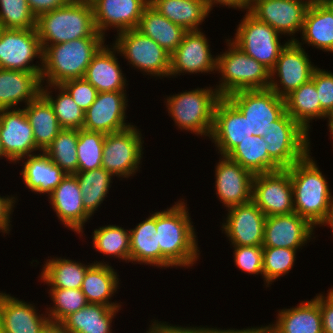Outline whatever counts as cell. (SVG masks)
<instances>
[{
    "label": "cell",
    "mask_w": 333,
    "mask_h": 333,
    "mask_svg": "<svg viewBox=\"0 0 333 333\" xmlns=\"http://www.w3.org/2000/svg\"><path fill=\"white\" fill-rule=\"evenodd\" d=\"M184 201L156 212V232L160 247V267L193 266L200 256L198 239Z\"/></svg>",
    "instance_id": "1"
},
{
    "label": "cell",
    "mask_w": 333,
    "mask_h": 333,
    "mask_svg": "<svg viewBox=\"0 0 333 333\" xmlns=\"http://www.w3.org/2000/svg\"><path fill=\"white\" fill-rule=\"evenodd\" d=\"M310 152L290 168L294 211L314 227L325 219L333 203V196L325 176Z\"/></svg>",
    "instance_id": "2"
},
{
    "label": "cell",
    "mask_w": 333,
    "mask_h": 333,
    "mask_svg": "<svg viewBox=\"0 0 333 333\" xmlns=\"http://www.w3.org/2000/svg\"><path fill=\"white\" fill-rule=\"evenodd\" d=\"M104 43V37H85L46 46L43 49L42 85H61L67 80L84 78L92 57Z\"/></svg>",
    "instance_id": "3"
},
{
    "label": "cell",
    "mask_w": 333,
    "mask_h": 333,
    "mask_svg": "<svg viewBox=\"0 0 333 333\" xmlns=\"http://www.w3.org/2000/svg\"><path fill=\"white\" fill-rule=\"evenodd\" d=\"M36 31L42 49L85 37H103L96 29L92 5L82 3H67L39 15Z\"/></svg>",
    "instance_id": "4"
},
{
    "label": "cell",
    "mask_w": 333,
    "mask_h": 333,
    "mask_svg": "<svg viewBox=\"0 0 333 333\" xmlns=\"http://www.w3.org/2000/svg\"><path fill=\"white\" fill-rule=\"evenodd\" d=\"M225 40L228 42V50L216 55V71L220 73L221 79L215 89L221 97L241 90L269 88L270 71L243 52L231 39Z\"/></svg>",
    "instance_id": "5"
},
{
    "label": "cell",
    "mask_w": 333,
    "mask_h": 333,
    "mask_svg": "<svg viewBox=\"0 0 333 333\" xmlns=\"http://www.w3.org/2000/svg\"><path fill=\"white\" fill-rule=\"evenodd\" d=\"M221 98L216 89L204 87L168 96L165 103L179 130L210 138L215 108Z\"/></svg>",
    "instance_id": "6"
},
{
    "label": "cell",
    "mask_w": 333,
    "mask_h": 333,
    "mask_svg": "<svg viewBox=\"0 0 333 333\" xmlns=\"http://www.w3.org/2000/svg\"><path fill=\"white\" fill-rule=\"evenodd\" d=\"M112 44L117 49V54L128 60L131 67L147 75L169 77L170 54L158 43L136 28L117 34Z\"/></svg>",
    "instance_id": "7"
},
{
    "label": "cell",
    "mask_w": 333,
    "mask_h": 333,
    "mask_svg": "<svg viewBox=\"0 0 333 333\" xmlns=\"http://www.w3.org/2000/svg\"><path fill=\"white\" fill-rule=\"evenodd\" d=\"M309 135L285 111L272 122L263 139L269 144V157L281 169H287L310 152Z\"/></svg>",
    "instance_id": "8"
},
{
    "label": "cell",
    "mask_w": 333,
    "mask_h": 333,
    "mask_svg": "<svg viewBox=\"0 0 333 333\" xmlns=\"http://www.w3.org/2000/svg\"><path fill=\"white\" fill-rule=\"evenodd\" d=\"M231 41L269 71L273 69L281 50L287 45L280 43V34L270 25L259 21L249 11L240 20ZM280 37V38H279Z\"/></svg>",
    "instance_id": "9"
},
{
    "label": "cell",
    "mask_w": 333,
    "mask_h": 333,
    "mask_svg": "<svg viewBox=\"0 0 333 333\" xmlns=\"http://www.w3.org/2000/svg\"><path fill=\"white\" fill-rule=\"evenodd\" d=\"M142 134L137 126L105 135L102 168L118 178H129L140 168L143 154Z\"/></svg>",
    "instance_id": "10"
},
{
    "label": "cell",
    "mask_w": 333,
    "mask_h": 333,
    "mask_svg": "<svg viewBox=\"0 0 333 333\" xmlns=\"http://www.w3.org/2000/svg\"><path fill=\"white\" fill-rule=\"evenodd\" d=\"M302 46V42L291 37V40L281 50L275 66L270 71L269 88L279 97L285 98L302 84L310 81L314 70L317 68L310 61ZM276 78L280 80L277 81Z\"/></svg>",
    "instance_id": "11"
},
{
    "label": "cell",
    "mask_w": 333,
    "mask_h": 333,
    "mask_svg": "<svg viewBox=\"0 0 333 333\" xmlns=\"http://www.w3.org/2000/svg\"><path fill=\"white\" fill-rule=\"evenodd\" d=\"M34 58L41 65L33 64ZM0 68L42 73L43 49L36 29L0 30Z\"/></svg>",
    "instance_id": "12"
},
{
    "label": "cell",
    "mask_w": 333,
    "mask_h": 333,
    "mask_svg": "<svg viewBox=\"0 0 333 333\" xmlns=\"http://www.w3.org/2000/svg\"><path fill=\"white\" fill-rule=\"evenodd\" d=\"M249 121L254 136L265 133L285 111V100L270 88L241 90L226 97Z\"/></svg>",
    "instance_id": "13"
},
{
    "label": "cell",
    "mask_w": 333,
    "mask_h": 333,
    "mask_svg": "<svg viewBox=\"0 0 333 333\" xmlns=\"http://www.w3.org/2000/svg\"><path fill=\"white\" fill-rule=\"evenodd\" d=\"M252 201L262 210L266 217L295 212L289 171L280 169L255 175Z\"/></svg>",
    "instance_id": "14"
},
{
    "label": "cell",
    "mask_w": 333,
    "mask_h": 333,
    "mask_svg": "<svg viewBox=\"0 0 333 333\" xmlns=\"http://www.w3.org/2000/svg\"><path fill=\"white\" fill-rule=\"evenodd\" d=\"M310 3L305 0H250L249 12L281 35L301 33Z\"/></svg>",
    "instance_id": "15"
},
{
    "label": "cell",
    "mask_w": 333,
    "mask_h": 333,
    "mask_svg": "<svg viewBox=\"0 0 333 333\" xmlns=\"http://www.w3.org/2000/svg\"><path fill=\"white\" fill-rule=\"evenodd\" d=\"M217 58L211 54L208 38L201 31H187L182 42L170 55V77L181 73L216 72Z\"/></svg>",
    "instance_id": "16"
},
{
    "label": "cell",
    "mask_w": 333,
    "mask_h": 333,
    "mask_svg": "<svg viewBox=\"0 0 333 333\" xmlns=\"http://www.w3.org/2000/svg\"><path fill=\"white\" fill-rule=\"evenodd\" d=\"M125 91L99 92L85 111L83 129L104 134L119 132L132 126L126 123L128 99Z\"/></svg>",
    "instance_id": "17"
},
{
    "label": "cell",
    "mask_w": 333,
    "mask_h": 333,
    "mask_svg": "<svg viewBox=\"0 0 333 333\" xmlns=\"http://www.w3.org/2000/svg\"><path fill=\"white\" fill-rule=\"evenodd\" d=\"M0 140L4 157L12 163L39 150L23 109H0Z\"/></svg>",
    "instance_id": "18"
},
{
    "label": "cell",
    "mask_w": 333,
    "mask_h": 333,
    "mask_svg": "<svg viewBox=\"0 0 333 333\" xmlns=\"http://www.w3.org/2000/svg\"><path fill=\"white\" fill-rule=\"evenodd\" d=\"M254 131L249 121L226 97L218 101L210 140L221 156H227L242 140L254 135Z\"/></svg>",
    "instance_id": "19"
},
{
    "label": "cell",
    "mask_w": 333,
    "mask_h": 333,
    "mask_svg": "<svg viewBox=\"0 0 333 333\" xmlns=\"http://www.w3.org/2000/svg\"><path fill=\"white\" fill-rule=\"evenodd\" d=\"M222 232L231 241V246H262L266 215L251 200L248 203L227 209Z\"/></svg>",
    "instance_id": "20"
},
{
    "label": "cell",
    "mask_w": 333,
    "mask_h": 333,
    "mask_svg": "<svg viewBox=\"0 0 333 333\" xmlns=\"http://www.w3.org/2000/svg\"><path fill=\"white\" fill-rule=\"evenodd\" d=\"M215 167L216 195L226 209L252 200L254 174L227 156H220Z\"/></svg>",
    "instance_id": "21"
},
{
    "label": "cell",
    "mask_w": 333,
    "mask_h": 333,
    "mask_svg": "<svg viewBox=\"0 0 333 333\" xmlns=\"http://www.w3.org/2000/svg\"><path fill=\"white\" fill-rule=\"evenodd\" d=\"M150 0H94L92 3L97 31L105 38V31L115 28L117 34L137 28Z\"/></svg>",
    "instance_id": "22"
},
{
    "label": "cell",
    "mask_w": 333,
    "mask_h": 333,
    "mask_svg": "<svg viewBox=\"0 0 333 333\" xmlns=\"http://www.w3.org/2000/svg\"><path fill=\"white\" fill-rule=\"evenodd\" d=\"M315 227L296 212L266 217L263 247L299 250L310 241ZM299 248V249H298Z\"/></svg>",
    "instance_id": "23"
},
{
    "label": "cell",
    "mask_w": 333,
    "mask_h": 333,
    "mask_svg": "<svg viewBox=\"0 0 333 333\" xmlns=\"http://www.w3.org/2000/svg\"><path fill=\"white\" fill-rule=\"evenodd\" d=\"M54 212L65 227L83 234V226L92 217L83 207V199L76 176L68 174L49 195Z\"/></svg>",
    "instance_id": "24"
},
{
    "label": "cell",
    "mask_w": 333,
    "mask_h": 333,
    "mask_svg": "<svg viewBox=\"0 0 333 333\" xmlns=\"http://www.w3.org/2000/svg\"><path fill=\"white\" fill-rule=\"evenodd\" d=\"M42 86L39 72L0 68V109H19L22 102L26 106L41 95Z\"/></svg>",
    "instance_id": "25"
},
{
    "label": "cell",
    "mask_w": 333,
    "mask_h": 333,
    "mask_svg": "<svg viewBox=\"0 0 333 333\" xmlns=\"http://www.w3.org/2000/svg\"><path fill=\"white\" fill-rule=\"evenodd\" d=\"M116 52L117 49L114 46L109 47L105 43L92 57L87 67L84 78L96 88L98 93L126 91L124 89L128 81L122 73Z\"/></svg>",
    "instance_id": "26"
},
{
    "label": "cell",
    "mask_w": 333,
    "mask_h": 333,
    "mask_svg": "<svg viewBox=\"0 0 333 333\" xmlns=\"http://www.w3.org/2000/svg\"><path fill=\"white\" fill-rule=\"evenodd\" d=\"M37 311L35 305L5 294L1 333H42L50 319L47 314H39Z\"/></svg>",
    "instance_id": "27"
},
{
    "label": "cell",
    "mask_w": 333,
    "mask_h": 333,
    "mask_svg": "<svg viewBox=\"0 0 333 333\" xmlns=\"http://www.w3.org/2000/svg\"><path fill=\"white\" fill-rule=\"evenodd\" d=\"M22 159H26L22 163L24 168L20 171L23 182L28 189L37 194L44 193L49 196L67 175L44 151L26 156L19 161H23Z\"/></svg>",
    "instance_id": "28"
},
{
    "label": "cell",
    "mask_w": 333,
    "mask_h": 333,
    "mask_svg": "<svg viewBox=\"0 0 333 333\" xmlns=\"http://www.w3.org/2000/svg\"><path fill=\"white\" fill-rule=\"evenodd\" d=\"M272 325L278 333H323L320 311V293L308 302L301 301L294 308L278 311Z\"/></svg>",
    "instance_id": "29"
},
{
    "label": "cell",
    "mask_w": 333,
    "mask_h": 333,
    "mask_svg": "<svg viewBox=\"0 0 333 333\" xmlns=\"http://www.w3.org/2000/svg\"><path fill=\"white\" fill-rule=\"evenodd\" d=\"M118 276L109 263L94 261L87 269L81 287L87 302L121 308L120 303L109 301L119 287L120 280Z\"/></svg>",
    "instance_id": "30"
},
{
    "label": "cell",
    "mask_w": 333,
    "mask_h": 333,
    "mask_svg": "<svg viewBox=\"0 0 333 333\" xmlns=\"http://www.w3.org/2000/svg\"><path fill=\"white\" fill-rule=\"evenodd\" d=\"M301 34L303 44L333 53V15L321 1L309 5Z\"/></svg>",
    "instance_id": "31"
},
{
    "label": "cell",
    "mask_w": 333,
    "mask_h": 333,
    "mask_svg": "<svg viewBox=\"0 0 333 333\" xmlns=\"http://www.w3.org/2000/svg\"><path fill=\"white\" fill-rule=\"evenodd\" d=\"M136 29L153 39L170 55L182 42L187 32L183 27L161 15L150 4L144 9Z\"/></svg>",
    "instance_id": "32"
},
{
    "label": "cell",
    "mask_w": 333,
    "mask_h": 333,
    "mask_svg": "<svg viewBox=\"0 0 333 333\" xmlns=\"http://www.w3.org/2000/svg\"><path fill=\"white\" fill-rule=\"evenodd\" d=\"M149 4L186 31L201 30L198 25H202L210 13L204 0H150Z\"/></svg>",
    "instance_id": "33"
},
{
    "label": "cell",
    "mask_w": 333,
    "mask_h": 333,
    "mask_svg": "<svg viewBox=\"0 0 333 333\" xmlns=\"http://www.w3.org/2000/svg\"><path fill=\"white\" fill-rule=\"evenodd\" d=\"M119 310L103 304L88 303L67 316L61 324L70 333H113L111 323Z\"/></svg>",
    "instance_id": "34"
},
{
    "label": "cell",
    "mask_w": 333,
    "mask_h": 333,
    "mask_svg": "<svg viewBox=\"0 0 333 333\" xmlns=\"http://www.w3.org/2000/svg\"><path fill=\"white\" fill-rule=\"evenodd\" d=\"M130 230V262L160 267L156 212Z\"/></svg>",
    "instance_id": "35"
},
{
    "label": "cell",
    "mask_w": 333,
    "mask_h": 333,
    "mask_svg": "<svg viewBox=\"0 0 333 333\" xmlns=\"http://www.w3.org/2000/svg\"><path fill=\"white\" fill-rule=\"evenodd\" d=\"M26 117L33 128L36 146L45 151L63 129L50 103L40 95L23 108Z\"/></svg>",
    "instance_id": "36"
},
{
    "label": "cell",
    "mask_w": 333,
    "mask_h": 333,
    "mask_svg": "<svg viewBox=\"0 0 333 333\" xmlns=\"http://www.w3.org/2000/svg\"><path fill=\"white\" fill-rule=\"evenodd\" d=\"M268 145L262 136L252 135L242 140L227 157L254 175L278 171L281 168L269 157Z\"/></svg>",
    "instance_id": "37"
},
{
    "label": "cell",
    "mask_w": 333,
    "mask_h": 333,
    "mask_svg": "<svg viewBox=\"0 0 333 333\" xmlns=\"http://www.w3.org/2000/svg\"><path fill=\"white\" fill-rule=\"evenodd\" d=\"M284 100L288 115L309 134L310 122L315 118L321 119V104L315 83L310 80L302 84Z\"/></svg>",
    "instance_id": "38"
},
{
    "label": "cell",
    "mask_w": 333,
    "mask_h": 333,
    "mask_svg": "<svg viewBox=\"0 0 333 333\" xmlns=\"http://www.w3.org/2000/svg\"><path fill=\"white\" fill-rule=\"evenodd\" d=\"M43 265L40 278L51 288L81 289L87 269L93 264L85 265L66 258L47 259Z\"/></svg>",
    "instance_id": "39"
},
{
    "label": "cell",
    "mask_w": 333,
    "mask_h": 333,
    "mask_svg": "<svg viewBox=\"0 0 333 333\" xmlns=\"http://www.w3.org/2000/svg\"><path fill=\"white\" fill-rule=\"evenodd\" d=\"M74 175L81 190L83 207L92 216L109 194L114 176L102 167Z\"/></svg>",
    "instance_id": "40"
},
{
    "label": "cell",
    "mask_w": 333,
    "mask_h": 333,
    "mask_svg": "<svg viewBox=\"0 0 333 333\" xmlns=\"http://www.w3.org/2000/svg\"><path fill=\"white\" fill-rule=\"evenodd\" d=\"M50 87V88H49ZM52 89L58 91L57 96L51 95ZM41 95L50 103L62 128L82 129L85 112L74 102L71 95L61 85L42 86Z\"/></svg>",
    "instance_id": "41"
},
{
    "label": "cell",
    "mask_w": 333,
    "mask_h": 333,
    "mask_svg": "<svg viewBox=\"0 0 333 333\" xmlns=\"http://www.w3.org/2000/svg\"><path fill=\"white\" fill-rule=\"evenodd\" d=\"M92 238L98 252L130 262V230L116 225L95 229Z\"/></svg>",
    "instance_id": "42"
},
{
    "label": "cell",
    "mask_w": 333,
    "mask_h": 333,
    "mask_svg": "<svg viewBox=\"0 0 333 333\" xmlns=\"http://www.w3.org/2000/svg\"><path fill=\"white\" fill-rule=\"evenodd\" d=\"M78 129L63 128L44 151L67 175L78 172Z\"/></svg>",
    "instance_id": "43"
},
{
    "label": "cell",
    "mask_w": 333,
    "mask_h": 333,
    "mask_svg": "<svg viewBox=\"0 0 333 333\" xmlns=\"http://www.w3.org/2000/svg\"><path fill=\"white\" fill-rule=\"evenodd\" d=\"M105 135L101 132L78 130V172L102 167Z\"/></svg>",
    "instance_id": "44"
},
{
    "label": "cell",
    "mask_w": 333,
    "mask_h": 333,
    "mask_svg": "<svg viewBox=\"0 0 333 333\" xmlns=\"http://www.w3.org/2000/svg\"><path fill=\"white\" fill-rule=\"evenodd\" d=\"M48 293L54 303L53 307L46 309L50 322L61 323L88 304L81 289L50 288Z\"/></svg>",
    "instance_id": "45"
},
{
    "label": "cell",
    "mask_w": 333,
    "mask_h": 333,
    "mask_svg": "<svg viewBox=\"0 0 333 333\" xmlns=\"http://www.w3.org/2000/svg\"><path fill=\"white\" fill-rule=\"evenodd\" d=\"M296 252L290 248L263 247V278L266 287L291 271Z\"/></svg>",
    "instance_id": "46"
},
{
    "label": "cell",
    "mask_w": 333,
    "mask_h": 333,
    "mask_svg": "<svg viewBox=\"0 0 333 333\" xmlns=\"http://www.w3.org/2000/svg\"><path fill=\"white\" fill-rule=\"evenodd\" d=\"M36 16L27 0H0V25L4 29H36Z\"/></svg>",
    "instance_id": "47"
},
{
    "label": "cell",
    "mask_w": 333,
    "mask_h": 333,
    "mask_svg": "<svg viewBox=\"0 0 333 333\" xmlns=\"http://www.w3.org/2000/svg\"><path fill=\"white\" fill-rule=\"evenodd\" d=\"M234 247V263L248 274H261L263 277V246Z\"/></svg>",
    "instance_id": "48"
},
{
    "label": "cell",
    "mask_w": 333,
    "mask_h": 333,
    "mask_svg": "<svg viewBox=\"0 0 333 333\" xmlns=\"http://www.w3.org/2000/svg\"><path fill=\"white\" fill-rule=\"evenodd\" d=\"M316 86L321 104V119H326L333 110V73L316 68L311 79Z\"/></svg>",
    "instance_id": "49"
},
{
    "label": "cell",
    "mask_w": 333,
    "mask_h": 333,
    "mask_svg": "<svg viewBox=\"0 0 333 333\" xmlns=\"http://www.w3.org/2000/svg\"><path fill=\"white\" fill-rule=\"evenodd\" d=\"M61 86L71 95L74 102L84 112L95 101L98 93L96 88L85 78L67 80Z\"/></svg>",
    "instance_id": "50"
},
{
    "label": "cell",
    "mask_w": 333,
    "mask_h": 333,
    "mask_svg": "<svg viewBox=\"0 0 333 333\" xmlns=\"http://www.w3.org/2000/svg\"><path fill=\"white\" fill-rule=\"evenodd\" d=\"M328 291L327 296L320 294L323 333H333V288Z\"/></svg>",
    "instance_id": "51"
},
{
    "label": "cell",
    "mask_w": 333,
    "mask_h": 333,
    "mask_svg": "<svg viewBox=\"0 0 333 333\" xmlns=\"http://www.w3.org/2000/svg\"><path fill=\"white\" fill-rule=\"evenodd\" d=\"M17 200L14 196H1L0 195V232L9 233L12 226L10 224L13 208L15 207V200Z\"/></svg>",
    "instance_id": "52"
},
{
    "label": "cell",
    "mask_w": 333,
    "mask_h": 333,
    "mask_svg": "<svg viewBox=\"0 0 333 333\" xmlns=\"http://www.w3.org/2000/svg\"><path fill=\"white\" fill-rule=\"evenodd\" d=\"M29 7L36 18L54 9H58L68 3L67 0H27Z\"/></svg>",
    "instance_id": "53"
},
{
    "label": "cell",
    "mask_w": 333,
    "mask_h": 333,
    "mask_svg": "<svg viewBox=\"0 0 333 333\" xmlns=\"http://www.w3.org/2000/svg\"><path fill=\"white\" fill-rule=\"evenodd\" d=\"M155 324L157 333H206V327H182V326H173L172 324H168L167 322L157 321L153 319L151 323Z\"/></svg>",
    "instance_id": "54"
},
{
    "label": "cell",
    "mask_w": 333,
    "mask_h": 333,
    "mask_svg": "<svg viewBox=\"0 0 333 333\" xmlns=\"http://www.w3.org/2000/svg\"><path fill=\"white\" fill-rule=\"evenodd\" d=\"M206 7L209 11H211L216 4H220L222 6H228L229 8L234 9H244L249 11L250 8V0H204Z\"/></svg>",
    "instance_id": "55"
},
{
    "label": "cell",
    "mask_w": 333,
    "mask_h": 333,
    "mask_svg": "<svg viewBox=\"0 0 333 333\" xmlns=\"http://www.w3.org/2000/svg\"><path fill=\"white\" fill-rule=\"evenodd\" d=\"M242 333H278L277 329L269 324L268 326L243 328Z\"/></svg>",
    "instance_id": "56"
},
{
    "label": "cell",
    "mask_w": 333,
    "mask_h": 333,
    "mask_svg": "<svg viewBox=\"0 0 333 333\" xmlns=\"http://www.w3.org/2000/svg\"><path fill=\"white\" fill-rule=\"evenodd\" d=\"M42 333H70L61 323L49 322Z\"/></svg>",
    "instance_id": "57"
},
{
    "label": "cell",
    "mask_w": 333,
    "mask_h": 333,
    "mask_svg": "<svg viewBox=\"0 0 333 333\" xmlns=\"http://www.w3.org/2000/svg\"><path fill=\"white\" fill-rule=\"evenodd\" d=\"M322 225L323 226L329 225L331 228V232L333 234V203H332L330 209L328 210L325 219L320 223V226H322Z\"/></svg>",
    "instance_id": "58"
},
{
    "label": "cell",
    "mask_w": 333,
    "mask_h": 333,
    "mask_svg": "<svg viewBox=\"0 0 333 333\" xmlns=\"http://www.w3.org/2000/svg\"><path fill=\"white\" fill-rule=\"evenodd\" d=\"M206 333H242V329H240V330H238V329H227V330H222V329H220V328H210V327H208L207 326V328H206Z\"/></svg>",
    "instance_id": "59"
},
{
    "label": "cell",
    "mask_w": 333,
    "mask_h": 333,
    "mask_svg": "<svg viewBox=\"0 0 333 333\" xmlns=\"http://www.w3.org/2000/svg\"><path fill=\"white\" fill-rule=\"evenodd\" d=\"M328 118V127L330 130L331 138H333V110L330 112V114L327 116Z\"/></svg>",
    "instance_id": "60"
},
{
    "label": "cell",
    "mask_w": 333,
    "mask_h": 333,
    "mask_svg": "<svg viewBox=\"0 0 333 333\" xmlns=\"http://www.w3.org/2000/svg\"><path fill=\"white\" fill-rule=\"evenodd\" d=\"M332 13L333 15V0H320Z\"/></svg>",
    "instance_id": "61"
},
{
    "label": "cell",
    "mask_w": 333,
    "mask_h": 333,
    "mask_svg": "<svg viewBox=\"0 0 333 333\" xmlns=\"http://www.w3.org/2000/svg\"><path fill=\"white\" fill-rule=\"evenodd\" d=\"M68 3H82V4H90L94 2V0H67Z\"/></svg>",
    "instance_id": "62"
},
{
    "label": "cell",
    "mask_w": 333,
    "mask_h": 333,
    "mask_svg": "<svg viewBox=\"0 0 333 333\" xmlns=\"http://www.w3.org/2000/svg\"><path fill=\"white\" fill-rule=\"evenodd\" d=\"M6 293L0 292V333H1V317H2V307H3V297Z\"/></svg>",
    "instance_id": "63"
},
{
    "label": "cell",
    "mask_w": 333,
    "mask_h": 333,
    "mask_svg": "<svg viewBox=\"0 0 333 333\" xmlns=\"http://www.w3.org/2000/svg\"><path fill=\"white\" fill-rule=\"evenodd\" d=\"M149 326H150V328H149V330L146 331V333H157L154 323H152V325H149Z\"/></svg>",
    "instance_id": "64"
},
{
    "label": "cell",
    "mask_w": 333,
    "mask_h": 333,
    "mask_svg": "<svg viewBox=\"0 0 333 333\" xmlns=\"http://www.w3.org/2000/svg\"><path fill=\"white\" fill-rule=\"evenodd\" d=\"M4 157V153H3V149H2V144H1V140H0V158Z\"/></svg>",
    "instance_id": "65"
},
{
    "label": "cell",
    "mask_w": 333,
    "mask_h": 333,
    "mask_svg": "<svg viewBox=\"0 0 333 333\" xmlns=\"http://www.w3.org/2000/svg\"><path fill=\"white\" fill-rule=\"evenodd\" d=\"M305 1H308L311 4V3H314V2H318L320 0H305Z\"/></svg>",
    "instance_id": "66"
}]
</instances>
